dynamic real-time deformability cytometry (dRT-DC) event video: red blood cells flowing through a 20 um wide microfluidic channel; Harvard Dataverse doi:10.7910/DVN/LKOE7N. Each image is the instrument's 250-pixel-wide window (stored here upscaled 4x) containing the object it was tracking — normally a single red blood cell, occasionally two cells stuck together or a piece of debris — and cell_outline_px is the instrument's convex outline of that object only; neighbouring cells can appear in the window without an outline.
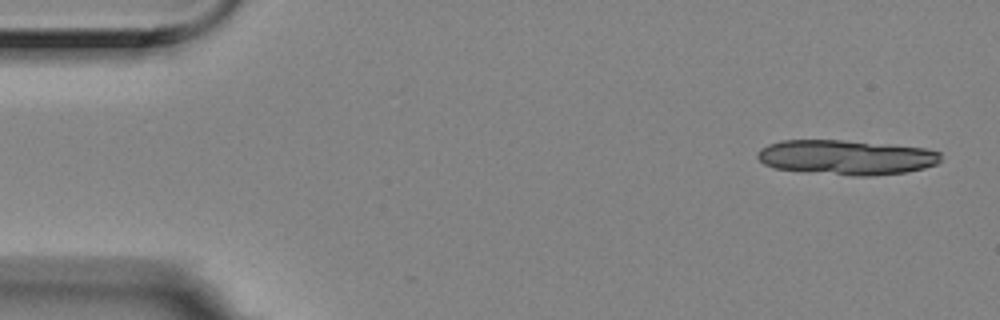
{"species": "Egyptian fruit bat (a non-hibernating species)", "species_latin": "Rousettus aegyptiacus", "temperature_condition": "room temperature", "stored_images_in_passage": 5, "camera_frame_rate_fps": 3000, "um_per_image_px": 0.085, "animal": {"sex": "female"}, "frame": {"image": 1, "passage_image": 1, "time_ms": 0.0, "image_size_px": [1000, 320], "cell_outline_px": [[940, 160], [936, 164], [924, 168], [904, 172], [872, 176], [852, 176], [772, 168], [764, 164], [756, 156], [756, 152], [760, 148], [768, 144], [780, 140], [844, 140], [888, 144], [924, 148], [940, 152]], "centroid_in_image_um": [71.89, 13.37], "position_along_channel_um": 13.1, "area_um2": 37.28}}